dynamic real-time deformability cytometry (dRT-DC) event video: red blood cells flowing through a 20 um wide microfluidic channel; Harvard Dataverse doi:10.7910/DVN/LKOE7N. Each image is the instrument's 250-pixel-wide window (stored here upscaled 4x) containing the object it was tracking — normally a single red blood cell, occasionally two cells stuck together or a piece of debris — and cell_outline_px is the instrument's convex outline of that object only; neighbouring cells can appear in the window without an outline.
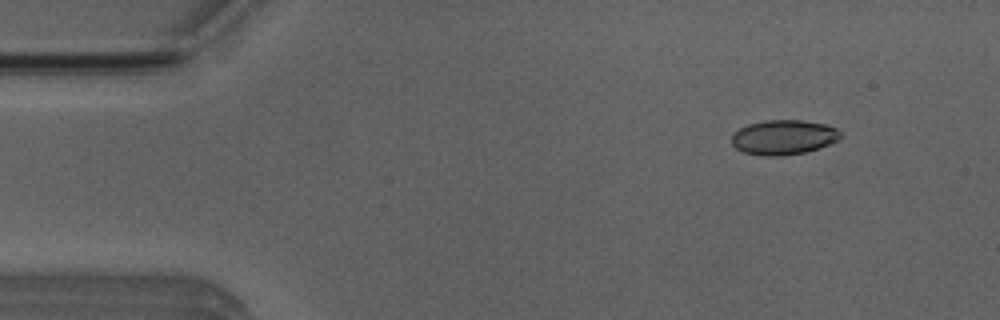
{"species": "Egyptian fruit bat (a non-hibernating species)", "species_latin": "Rousettus aegyptiacus", "temperature_condition": "room temperature", "stored_images_in_passage": 5, "camera_frame_rate_fps": 3000, "um_per_image_px": 0.085, "animal": {"sex": "male"}, "frame": {"image": 1, "passage_image": 1, "time_ms": 0.0, "image_size_px": [1000, 320], "cell_outline_px": [[844, 136], [840, 140], [820, 148], [804, 152], [780, 156], [764, 156], [744, 152], [736, 148], [732, 144], [732, 132], [748, 124], [764, 120], [800, 120], [824, 124], [836, 128]], "centroid_in_image_um": [66.62, 11.67], "position_along_channel_um": 18.4, "area_um2": 22.2}}
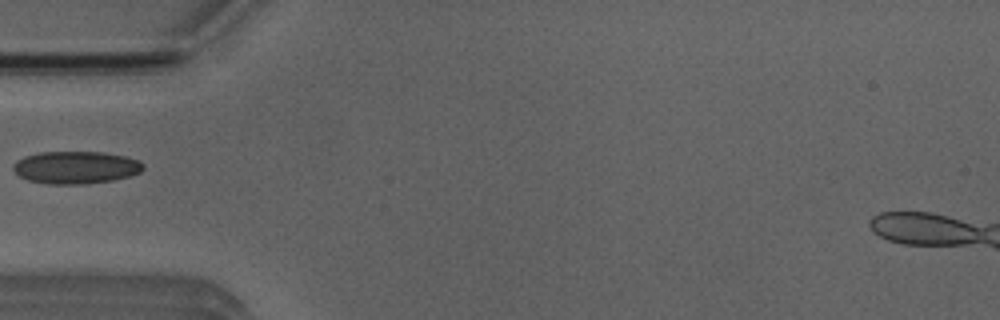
{"frame": {"image": 2, "passage_image": 4, "time_ms": 3.667, "image_size_px": [1000, 320], "cell_outline_px": [[144, 168], [140, 172], [128, 176], [112, 180], [84, 184], [48, 184], [28, 180], [20, 176], [12, 168], [12, 164], [16, 160], [24, 156], [40, 152], [104, 152], [124, 156], [140, 160], [144, 164]], "centroid_in_image_um": [6.43, 14.22], "position_along_channel_um": 78.6, "area_um2": 24.68}}